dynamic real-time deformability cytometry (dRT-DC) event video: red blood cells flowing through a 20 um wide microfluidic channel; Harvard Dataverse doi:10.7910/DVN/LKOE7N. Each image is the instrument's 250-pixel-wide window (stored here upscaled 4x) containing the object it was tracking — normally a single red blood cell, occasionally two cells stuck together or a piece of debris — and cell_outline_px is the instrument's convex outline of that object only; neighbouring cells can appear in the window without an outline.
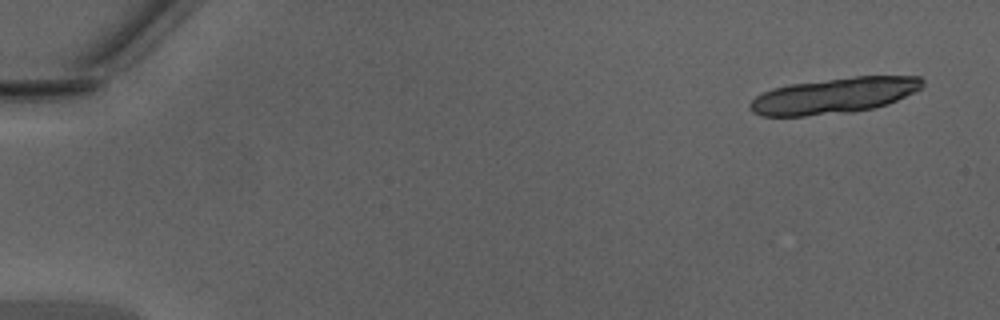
{"species": "Egyptian fruit bat (a non-hibernating species)", "species_latin": "Rousettus aegyptiacus", "temperature_condition": "warm", "stored_images_in_passage": 20, "camera_frame_rate_fps": 3000, "um_per_image_px": 0.085, "animal": {"sex": "male"}, "frame": {"image": 1, "passage_image": 3, "time_ms": 0.667, "image_size_px": [1000, 320], "cell_outline_px": [[924, 84], [920, 88], [888, 104], [872, 108], [852, 112], [804, 116], [760, 116], [752, 112], [748, 108], [748, 104], [756, 96], [772, 88], [788, 84], [856, 76], [920, 76], [924, 80]], "centroid_in_image_um": [70.85, 8.13], "position_along_channel_um": 14.1, "area_um2": 35.95}}
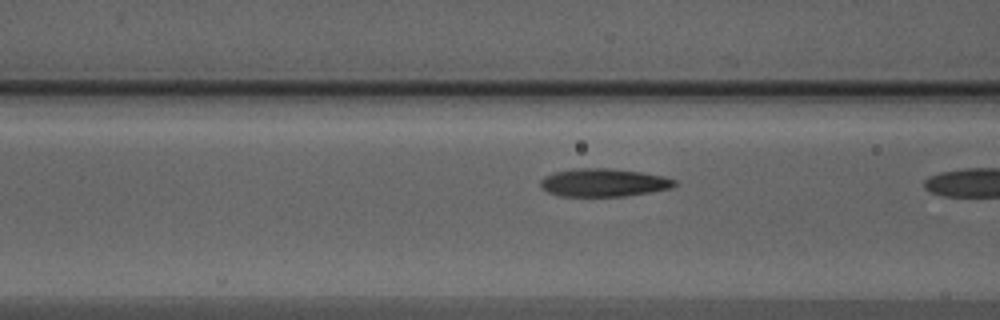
{"frame": {"image": 2, "passage_image": 19, "time_ms": 6.0, "image_size_px": [1000, 320], "cell_outline_px": [[676, 184], [672, 188], [624, 196], [560, 196], [548, 192], [540, 184], [540, 180], [544, 176], [556, 172], [572, 168], [608, 168], [640, 172], [664, 176], [676, 180]], "centroid_in_image_um": [51.3, 15.51], "position_along_channel_um": 115.3, "area_um2": 21.79}}